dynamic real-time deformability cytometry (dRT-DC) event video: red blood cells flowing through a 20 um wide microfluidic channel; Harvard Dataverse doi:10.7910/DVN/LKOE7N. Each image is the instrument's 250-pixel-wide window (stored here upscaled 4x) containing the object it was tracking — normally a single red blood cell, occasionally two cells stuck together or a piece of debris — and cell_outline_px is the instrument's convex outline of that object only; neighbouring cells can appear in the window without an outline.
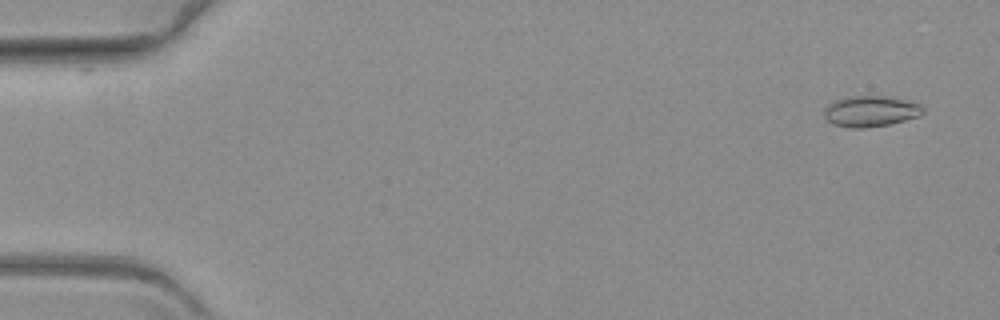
{"species": "common noctule bat (a hibernating species)", "species_latin": "Nyctalus noctula", "temperature_condition": "warm", "stored_images_in_passage": 50, "camera_frame_rate_fps": 3000, "um_per_image_px": 0.085, "animal": {"sex": "female", "body_mass_g": 19.3, "forearm_length_mm": 54.1}, "frame": {"image": 1, "passage_image": 4, "time_ms": 1.0, "image_size_px": [1000, 320], "cell_outline_px": [[924, 112], [920, 116], [888, 124], [864, 128], [852, 128], [832, 124], [824, 116], [824, 108], [832, 100], [844, 96], [896, 96], [920, 104], [924, 108]], "centroid_in_image_um": [74.0, 9.43], "position_along_channel_um": 11.0, "area_um2": 18.15}}
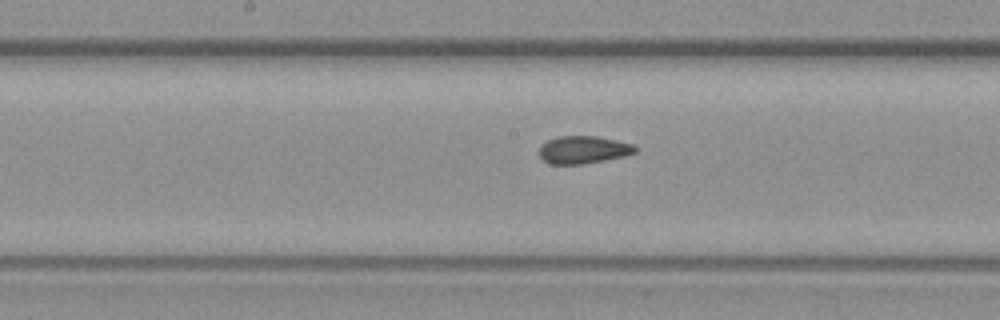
{"frame": {"image": 2, "passage_image": 33, "time_ms": 10.667, "image_size_px": [1000, 320], "cell_outline_px": [[640, 148], [636, 152], [624, 156], [584, 164], [548, 164], [540, 156], [540, 144], [548, 140], [560, 136], [596, 136], [636, 144]], "centroid_in_image_um": [49.62, 12.72], "position_along_channel_um": 198.6, "area_um2": 15.61}}
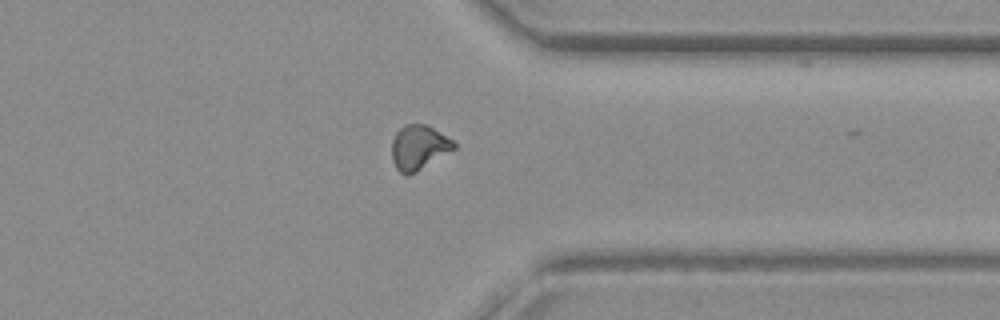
{"frame": {"image": 3, "passage_image": 49, "time_ms": 16.0, "image_size_px": [1000, 320], "cell_outline_px": [[456, 148], [416, 172], [408, 176], [400, 172], [396, 168], [392, 160], [392, 140], [396, 132], [404, 124], [428, 124], [452, 140], [456, 144]], "centroid_in_image_um": [35.58, 12.52], "position_along_channel_um": 375.8, "area_um2": 16.18}}